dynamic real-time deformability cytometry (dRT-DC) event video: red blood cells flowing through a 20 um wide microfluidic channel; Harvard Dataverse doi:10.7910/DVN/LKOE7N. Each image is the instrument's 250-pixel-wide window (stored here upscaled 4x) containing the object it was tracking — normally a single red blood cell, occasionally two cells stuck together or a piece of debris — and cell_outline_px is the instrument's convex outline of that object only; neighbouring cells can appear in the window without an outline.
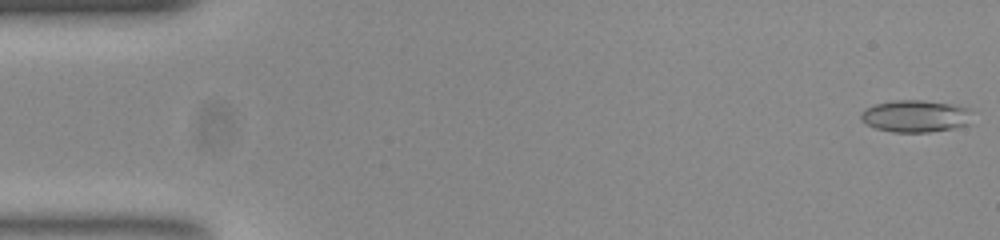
{"species": "common noctule bat (a hibernating species)", "species_latin": "Nyctalus noctula", "temperature_condition": "room temperature", "stored_images_in_passage": 52, "camera_frame_rate_fps": 3000, "um_per_image_px": 0.085, "animal": {"sex": "female", "body_mass_g": 23.0, "forearm_length_mm": 53.4}, "frame": {"image": 1, "passage_image": 1, "time_ms": 0.0, "image_size_px": [1000, 240], "cell_outline_px": [[972, 124], [952, 128], [928, 132], [892, 132], [876, 128], [864, 124], [860, 120], [860, 112], [864, 108], [876, 104], [896, 100], [924, 100], [972, 108]], "centroid_in_image_um": [77.83, 9.87], "position_along_channel_um": 7.2, "area_um2": 21.15}}
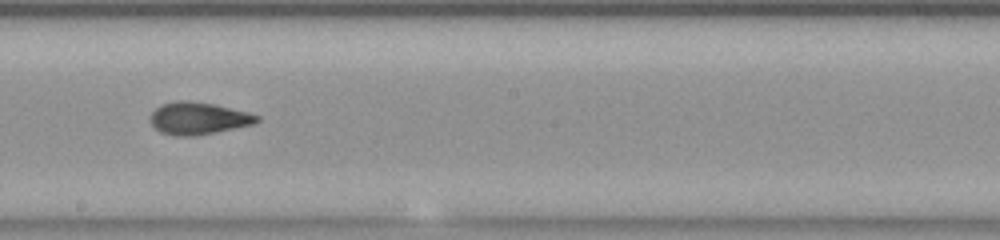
{"frame": {"image": 2, "passage_image": 29, "time_ms": 9.333, "image_size_px": [1000, 240], "cell_outline_px": [[260, 120], [256, 124], [196, 136], [176, 136], [160, 132], [152, 124], [148, 116], [160, 104], [176, 100], [188, 100], [216, 104], [248, 112], [260, 116]], "centroid_in_image_um": [16.86, 10.05], "position_along_channel_um": 231.3, "area_um2": 20.4}}
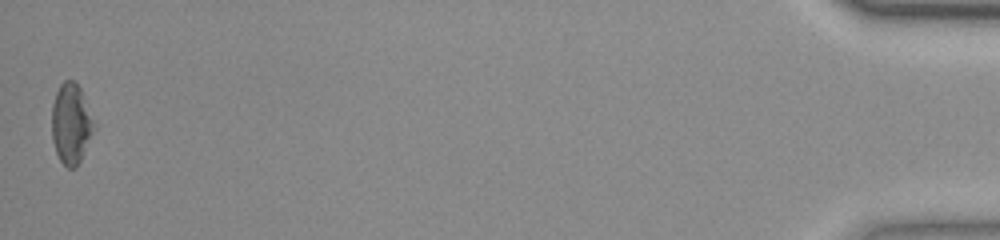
{"frame": {"image": 3, "passage_image": 52, "time_ms": 17.0, "image_size_px": [1000, 240], "cell_outline_px": [[96, 128], [76, 168], [68, 168], [60, 160], [56, 152], [52, 140], [52, 104], [56, 92], [60, 84], [64, 80], [76, 80], [80, 88]], "centroid_in_image_um": [6.03, 10.5], "position_along_channel_um": 429.2, "area_um2": 19.71}, "authors_computed_cell_mechanics": {"area_um2": 20.0566, "velocity_mm_per_s": 3.8852, "shape_relaxation_time_tau1_ms": null, "shape_relaxation_time_tau2_ms": 1.412, "deformation_change_tau1": null, "deformation_change_tau2": 0.0695}}